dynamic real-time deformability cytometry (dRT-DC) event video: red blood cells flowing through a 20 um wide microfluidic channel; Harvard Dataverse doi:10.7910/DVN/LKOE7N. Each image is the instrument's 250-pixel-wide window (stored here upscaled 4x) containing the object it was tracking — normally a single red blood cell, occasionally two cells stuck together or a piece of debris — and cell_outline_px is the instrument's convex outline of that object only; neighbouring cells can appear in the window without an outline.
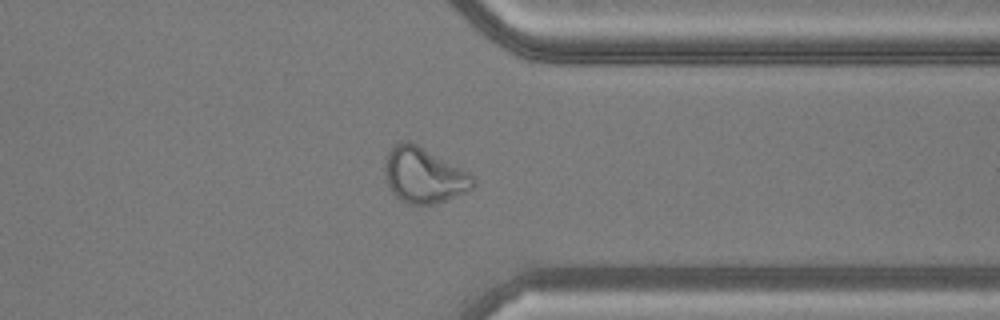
{"species": "common noctule bat (a hibernating species)", "species_latin": "Nyctalus noctula", "temperature_condition": "warm", "stored_images_in_passage": 47, "camera_frame_rate_fps": 3000, "um_per_image_px": 0.085, "animal": {"sex": "male", "body_mass_g": 20.5, "forearm_length_mm": 52.5}, "frame": {"image": 1, "passage_image": 37, "time_ms": 12.0, "image_size_px": [1000, 320], "cell_outline_px": [[476, 184], [472, 188], [464, 192], [444, 200], [432, 204], [408, 204], [400, 200], [392, 192], [388, 184], [384, 172], [384, 164], [388, 152], [400, 140], [408, 140], [416, 144], [468, 172], [472, 176]], "centroid_in_image_um": [35.98, 14.9], "position_along_channel_um": 375.4, "area_um2": 28.03}}
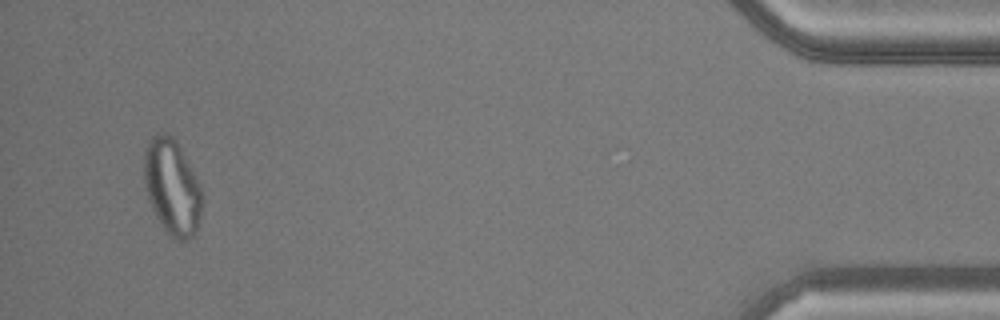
{"frame": {"image": 2, "passage_image": 45, "time_ms": 14.667, "image_size_px": [1000, 320], "cell_outline_px": [[200, 216], [196, 232], [188, 240], [176, 240], [164, 228], [156, 216], [148, 200], [144, 180], [144, 152], [148, 140], [152, 136], [160, 132], [164, 132], [172, 136], [176, 140], [200, 188]], "centroid_in_image_um": [14.58, 15.88], "position_along_channel_um": 420.6, "area_um2": 31.62}}